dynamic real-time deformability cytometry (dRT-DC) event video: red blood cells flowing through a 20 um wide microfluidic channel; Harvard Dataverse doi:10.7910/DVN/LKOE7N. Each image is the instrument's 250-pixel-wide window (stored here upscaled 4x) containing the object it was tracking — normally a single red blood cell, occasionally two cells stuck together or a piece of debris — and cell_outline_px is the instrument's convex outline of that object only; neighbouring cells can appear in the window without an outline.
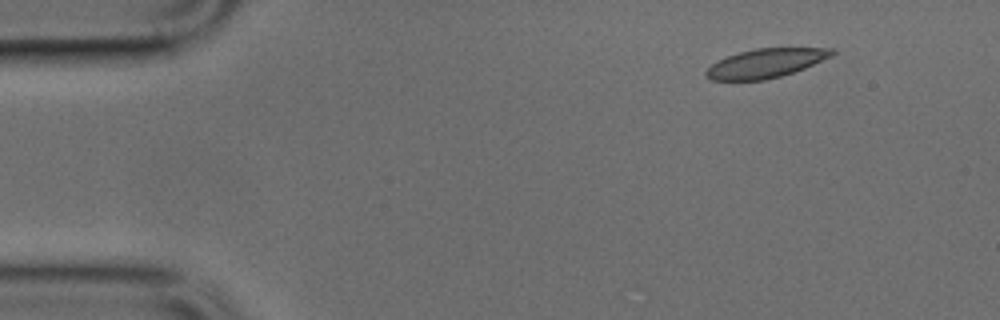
{"species": "common noctule bat (a hibernating species)", "species_latin": "Nyctalus noctula", "temperature_condition": "cold", "stored_images_in_passage": 24, "camera_frame_rate_fps": 3000, "um_per_image_px": 0.085, "animal": {"sex": "male", "body_mass_g": 17.9, "forearm_length_mm": 54.2}, "frame": {"image": 1, "passage_image": 1, "time_ms": 0.0, "image_size_px": [1000, 320], "cell_outline_px": [[836, 52], [832, 56], [804, 68], [780, 76], [764, 80], [712, 80], [704, 76], [704, 72], [712, 64], [728, 56], [740, 52], [756, 48], [836, 48]], "centroid_in_image_um": [65.09, 5.37], "position_along_channel_um": 19.9, "area_um2": 21.1}}
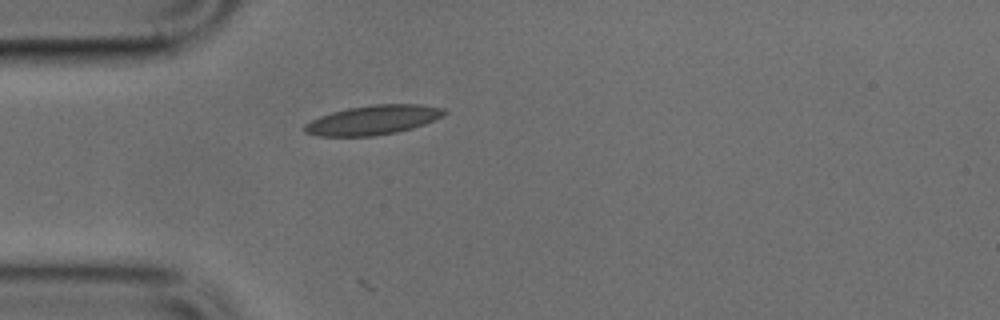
{"frame": {"image": 2, "passage_image": 9, "time_ms": 2.667, "image_size_px": [1000, 320], "cell_outline_px": [[448, 112], [444, 116], [424, 124], [412, 128], [396, 132], [372, 136], [316, 136], [304, 132], [300, 128], [304, 124], [320, 116], [332, 112], [348, 108], [376, 104], [420, 104], [444, 108]], "centroid_in_image_um": [31.7, 10.2], "position_along_channel_um": 53.3, "area_um2": 24.04}}
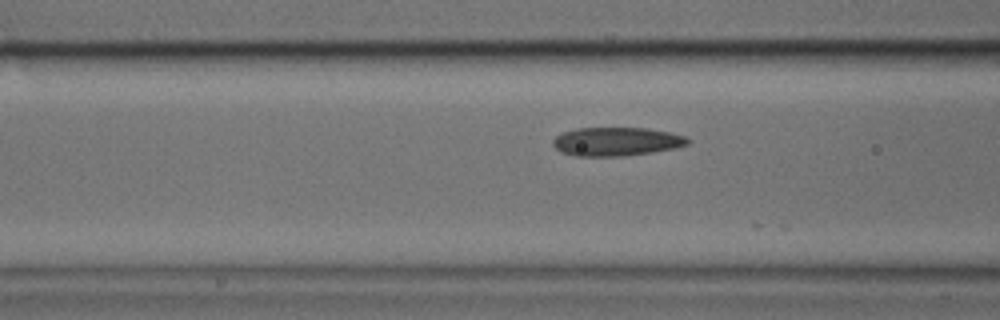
{"frame": {"image": 3, "passage_image": 14, "time_ms": 4.333, "image_size_px": [1000, 320], "cell_outline_px": [[692, 140], [688, 144], [676, 148], [652, 152], [620, 156], [576, 156], [560, 152], [552, 144], [552, 140], [556, 136], [564, 132], [576, 128], [648, 128], [668, 132], [684, 136]], "centroid_in_image_um": [52.39, 12.03], "position_along_channel_um": 114.2, "area_um2": 22.48}}